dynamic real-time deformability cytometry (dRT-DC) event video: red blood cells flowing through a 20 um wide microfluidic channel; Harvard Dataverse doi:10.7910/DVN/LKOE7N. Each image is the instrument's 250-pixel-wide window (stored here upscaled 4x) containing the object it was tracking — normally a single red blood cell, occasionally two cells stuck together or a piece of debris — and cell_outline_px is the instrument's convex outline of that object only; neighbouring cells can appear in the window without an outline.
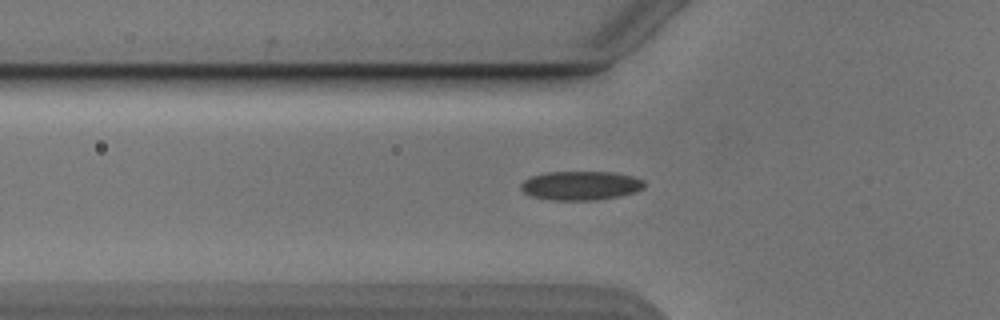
{"species": "Egyptian fruit bat (a non-hibernating species)", "species_latin": "Rousettus aegyptiacus", "temperature_condition": "cold", "stored_images_in_passage": 38, "camera_frame_rate_fps": 3000, "um_per_image_px": 0.085, "animal": {"sex": "male"}, "frame": {"image": 1, "passage_image": 8, "time_ms": 2.333, "image_size_px": [1000, 320], "cell_outline_px": [[644, 188], [636, 192], [620, 196], [596, 200], [552, 200], [532, 196], [524, 192], [520, 188], [520, 184], [524, 180], [532, 176], [544, 172], [616, 172], [632, 176], [644, 180]], "centroid_in_image_um": [49.38, 15.77], "position_along_channel_um": 76.4, "area_um2": 20.98}}
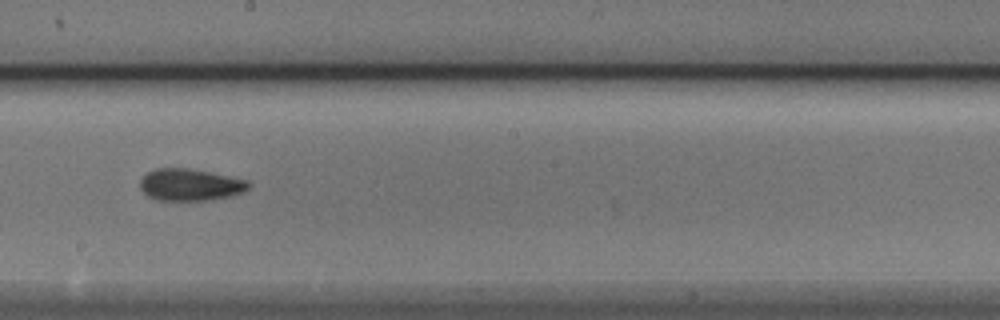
{"frame": {"image": 2, "passage_image": 20, "time_ms": 6.333, "image_size_px": [1000, 320], "cell_outline_px": [[252, 184], [244, 192], [232, 196], [204, 200], [156, 200], [148, 196], [140, 188], [140, 180], [148, 172], [156, 168], [188, 168], [248, 180]], "centroid_in_image_um": [16.17, 15.71], "position_along_channel_um": 232.0, "area_um2": 20.11}}
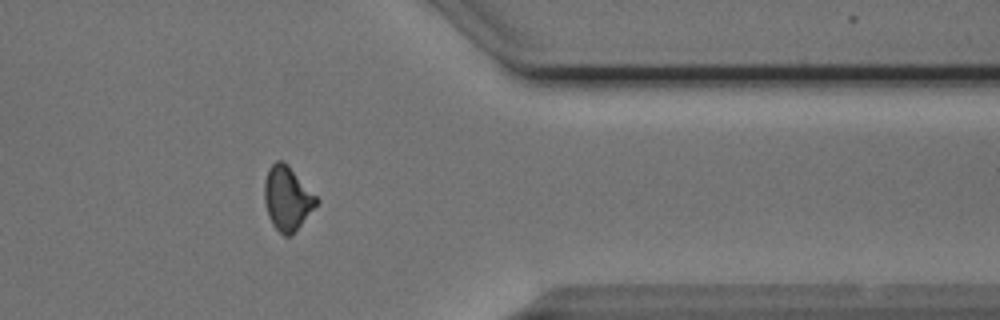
{"frame": {"image": 3, "passage_image": 33, "time_ms": 10.667, "image_size_px": [1000, 320], "cell_outline_px": [[320, 200], [292, 236], [284, 236], [272, 224], [268, 216], [264, 200], [264, 180], [268, 168], [276, 160], [284, 160], [288, 164]], "centroid_in_image_um": [24.4, 16.84], "position_along_channel_um": 387.0, "area_um2": 19.54}}